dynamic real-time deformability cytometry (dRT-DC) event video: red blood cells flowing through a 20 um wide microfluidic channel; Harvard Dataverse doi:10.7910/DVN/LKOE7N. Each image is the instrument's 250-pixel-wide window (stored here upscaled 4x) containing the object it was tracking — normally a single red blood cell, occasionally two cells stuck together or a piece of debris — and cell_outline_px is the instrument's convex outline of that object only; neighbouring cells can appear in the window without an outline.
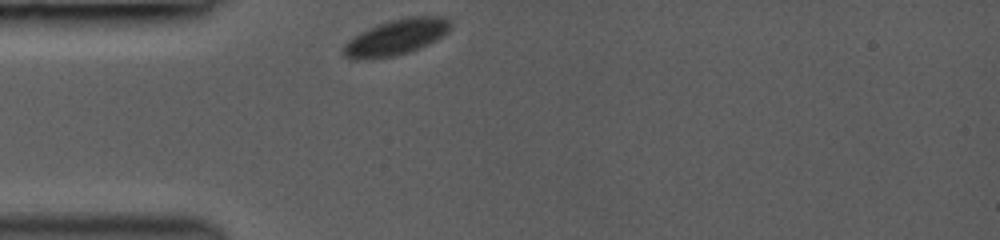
{"species": "common noctule bat (a hibernating species)", "species_latin": "Nyctalus noctula", "temperature_condition": "room temperature", "stored_images_in_passage": 54, "camera_frame_rate_fps": 3000, "um_per_image_px": 0.085, "animal": {"sex": "female", "body_mass_g": 19.0, "forearm_length_mm": 53.3}, "frame": {"image": 1, "passage_image": 1, "time_ms": 0.0, "image_size_px": [1000, 240], "cell_outline_px": [[452, 28], [448, 32], [436, 40], [428, 44], [408, 52], [392, 56], [364, 60], [348, 60], [340, 52], [340, 48], [352, 36], [376, 24], [408, 16], [444, 16], [452, 20]], "centroid_in_image_um": [33.63, 3.16], "position_along_channel_um": 51.4, "area_um2": 22.83}}
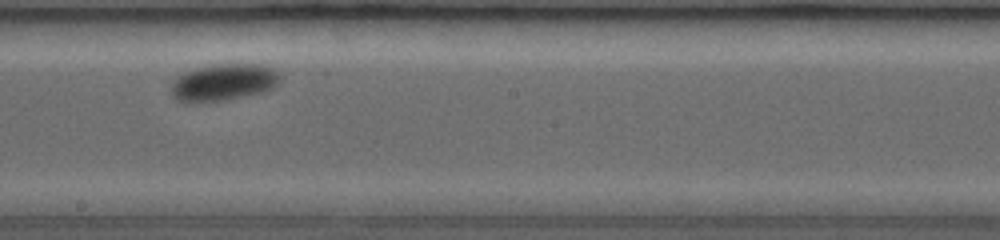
{"frame": {"image": 2, "passage_image": 27, "time_ms": 5.0, "image_size_px": [1000, 240], "cell_outline_px": [[280, 84], [264, 92], [224, 100], [192, 104], [188, 104], [172, 96], [172, 80], [176, 76], [184, 72], [196, 68], [212, 64], [268, 64], [276, 68], [280, 72]], "centroid_in_image_um": [19.04, 6.99], "position_along_channel_um": 229.2, "area_um2": 24.1}}
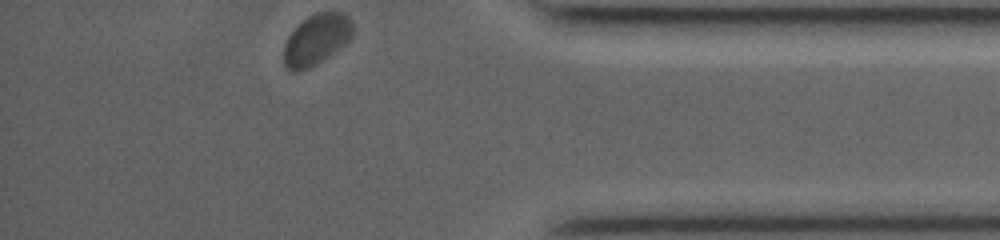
{"frame": {"image": 3, "passage_image": 53, "time_ms": 10.0, "image_size_px": [1000, 240], "cell_outline_px": [[352, 36], [340, 48], [316, 64], [308, 68], [296, 72], [292, 72], [284, 68], [284, 44], [288, 36], [308, 16], [316, 12], [344, 12], [352, 20]], "centroid_in_image_um": [26.89, 3.37], "position_along_channel_um": 408.3, "area_um2": 20.29}, "authors_computed_cell_mechanics": {"area_um2": 22.831, "velocity_mm_per_s": 3.7905, "shape_relaxation_time_tau1_ms": 0.8631, "shape_relaxation_time_tau2_ms": null, "deformation_change_tau1": 0.0407, "deformation_change_tau2": null}}